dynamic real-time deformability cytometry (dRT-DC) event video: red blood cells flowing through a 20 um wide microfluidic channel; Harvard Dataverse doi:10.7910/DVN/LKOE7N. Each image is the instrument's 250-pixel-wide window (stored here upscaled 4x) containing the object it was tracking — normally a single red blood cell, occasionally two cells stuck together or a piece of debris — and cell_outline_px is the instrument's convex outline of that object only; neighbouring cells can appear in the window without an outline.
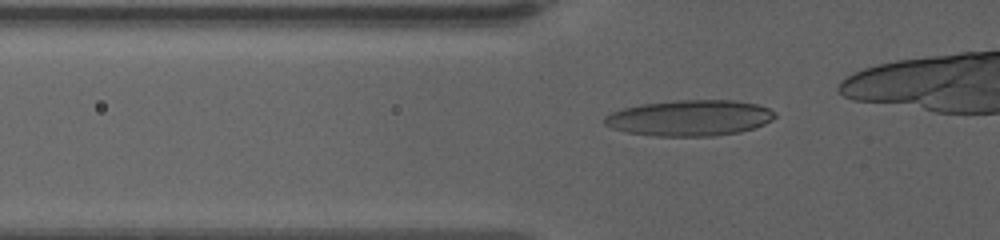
{"species": "human", "species_latin": "Homo sapiens", "temperature_condition": "warm", "stored_images_in_passage": 44, "camera_frame_rate_fps": 3000, "um_per_image_px": 0.085, "donor": {"sex": "female"}, "frame": {"image": 1, "passage_image": 15, "time_ms": 4.667, "image_size_px": [1000, 240], "cell_outline_px": [[776, 116], [772, 120], [756, 128], [740, 132], [716, 136], [656, 136], [624, 132], [612, 128], [604, 124], [604, 116], [612, 112], [624, 108], [640, 104], [676, 100], [732, 100], [756, 104], [768, 108], [776, 112]], "centroid_in_image_um": [58.63, 10.03], "position_along_channel_um": 67.2, "area_um2": 35.89}}
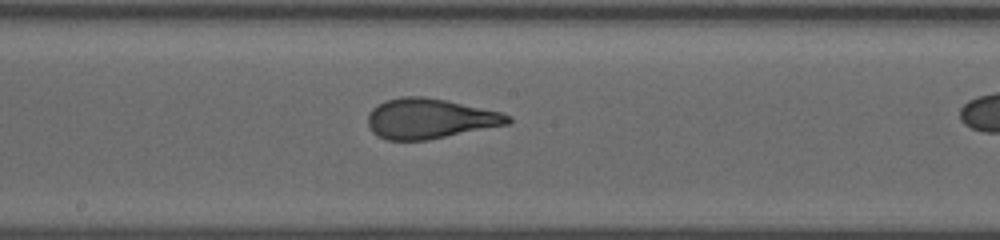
{"frame": {"image": 2, "passage_image": 28, "time_ms": 9.0, "image_size_px": [1000, 240], "cell_outline_px": [[512, 120], [508, 124], [428, 140], [388, 140], [376, 136], [372, 132], [368, 124], [368, 112], [372, 108], [384, 100], [400, 96], [424, 96], [444, 100], [500, 112], [512, 116]], "centroid_in_image_um": [36.48, 10.08], "position_along_channel_um": 211.7, "area_um2": 32.71}}
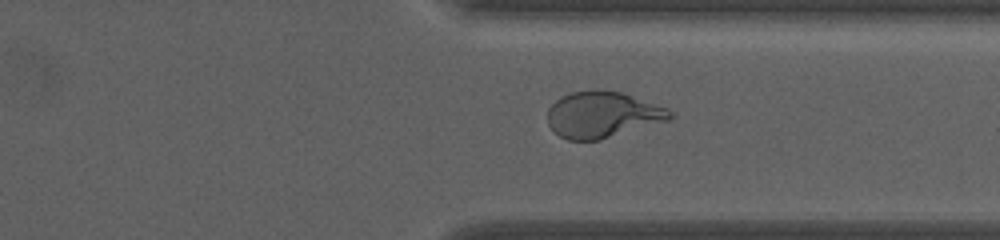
{"frame": {"image": 3, "passage_image": 41, "time_ms": 13.333, "image_size_px": [1000, 240], "cell_outline_px": [[672, 116], [668, 120], [600, 140], [568, 140], [560, 136], [548, 124], [548, 108], [556, 100], [572, 92], [592, 88], [620, 92], [668, 108], [672, 112]], "centroid_in_image_um": [51.2, 9.74], "position_along_channel_um": 360.2, "area_um2": 32.71}}